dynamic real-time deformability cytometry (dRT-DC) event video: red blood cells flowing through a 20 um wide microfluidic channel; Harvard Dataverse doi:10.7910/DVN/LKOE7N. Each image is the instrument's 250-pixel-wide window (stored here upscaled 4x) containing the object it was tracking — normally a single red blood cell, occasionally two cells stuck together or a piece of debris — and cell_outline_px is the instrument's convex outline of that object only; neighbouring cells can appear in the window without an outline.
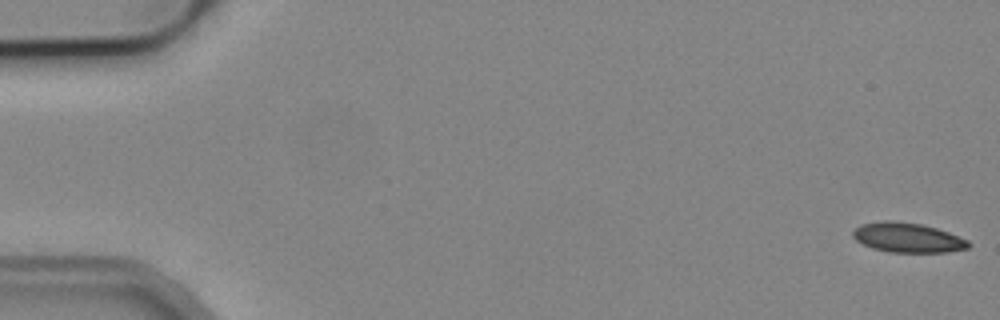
{"species": "common noctule bat (a hibernating species)", "species_latin": "Nyctalus noctula", "temperature_condition": "cold", "stored_images_in_passage": 5, "camera_frame_rate_fps": 3000, "um_per_image_px": 0.085, "animal": {"sex": "male", "body_mass_g": 19.2, "forearm_length_mm": 51.8}, "frame": {"image": 1, "passage_image": 1, "time_ms": 0.0, "image_size_px": [1000, 320], "cell_outline_px": [[972, 244], [968, 248], [948, 252], [888, 252], [872, 248], [856, 240], [852, 236], [852, 232], [860, 224], [880, 220], [892, 220], [920, 224], [936, 228], [948, 232], [968, 240]], "centroid_in_image_um": [77.14, 20.19], "position_along_channel_um": 7.9, "area_um2": 20.06}}